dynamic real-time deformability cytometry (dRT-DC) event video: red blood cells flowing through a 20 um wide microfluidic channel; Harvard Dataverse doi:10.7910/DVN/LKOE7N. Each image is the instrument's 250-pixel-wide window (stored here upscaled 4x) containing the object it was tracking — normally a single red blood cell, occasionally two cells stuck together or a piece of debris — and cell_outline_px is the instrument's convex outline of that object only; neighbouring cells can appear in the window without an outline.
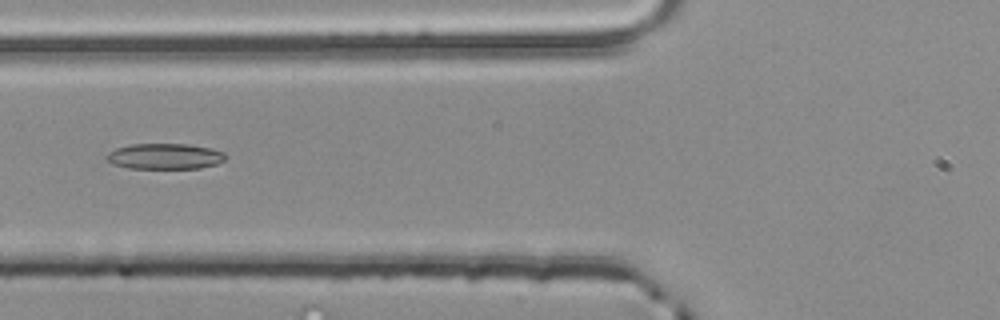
{"species": "common noctule bat (a hibernating species)", "species_latin": "Nyctalus noctula", "temperature_condition": "room temperature", "stored_images_in_passage": 4, "camera_frame_rate_fps": 3000, "um_per_image_px": 0.085, "animal": {"sex": "male", "body_mass_g": 20.4}, "frame": {"image": 1, "passage_image": 4, "time_ms": 1.0, "image_size_px": [1000, 320], "cell_outline_px": [[224, 160], [216, 164], [200, 168], [128, 168], [112, 164], [104, 156], [108, 152], [116, 148], [132, 144], [188, 144], [212, 148], [224, 152]], "centroid_in_image_um": [13.98, 13.28], "position_along_channel_um": 111.8, "area_um2": 17.8}}